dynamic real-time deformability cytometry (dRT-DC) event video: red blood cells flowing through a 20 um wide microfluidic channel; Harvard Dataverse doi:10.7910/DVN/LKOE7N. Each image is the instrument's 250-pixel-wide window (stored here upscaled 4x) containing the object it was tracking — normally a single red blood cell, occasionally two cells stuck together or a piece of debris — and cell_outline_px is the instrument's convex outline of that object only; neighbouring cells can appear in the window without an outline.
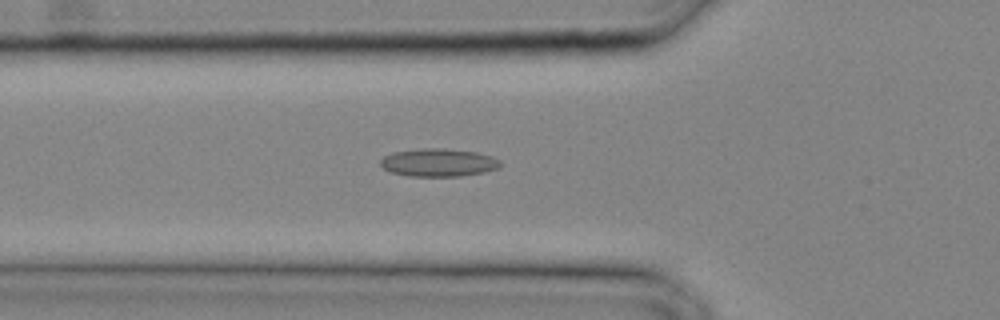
{"species": "common noctule bat (a hibernating species)", "species_latin": "Nyctalus noctula", "temperature_condition": "cold", "stored_images_in_passage": 15, "camera_frame_rate_fps": 3000, "um_per_image_px": 0.085, "animal": {"sex": "male", "body_mass_g": 20.4}, "frame": {"image": 1, "passage_image": 3, "time_ms": 0.667, "image_size_px": [1000, 320], "cell_outline_px": [[504, 164], [500, 168], [484, 172], [460, 176], [408, 176], [392, 172], [384, 168], [380, 164], [380, 160], [384, 156], [392, 152], [420, 148], [444, 148], [476, 152], [492, 156], [500, 160]], "centroid_in_image_um": [37.31, 13.81], "position_along_channel_um": 88.5, "area_um2": 19.71}}
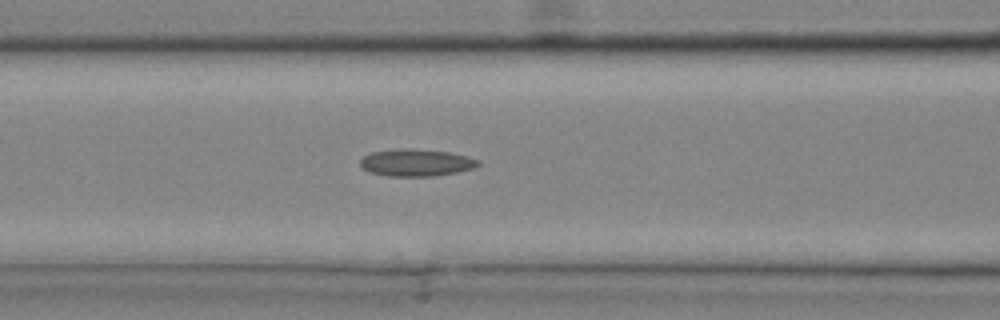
{"frame": {"image": 2, "passage_image": 5, "time_ms": 1.333, "image_size_px": [1000, 320], "cell_outline_px": [[480, 164], [476, 168], [456, 172], [432, 176], [388, 176], [368, 172], [360, 164], [360, 160], [364, 156], [372, 152], [400, 148], [412, 148], [452, 152], [468, 156], [480, 160]], "centroid_in_image_um": [35.41, 13.81], "position_along_channel_um": 131.2, "area_um2": 18.84}}